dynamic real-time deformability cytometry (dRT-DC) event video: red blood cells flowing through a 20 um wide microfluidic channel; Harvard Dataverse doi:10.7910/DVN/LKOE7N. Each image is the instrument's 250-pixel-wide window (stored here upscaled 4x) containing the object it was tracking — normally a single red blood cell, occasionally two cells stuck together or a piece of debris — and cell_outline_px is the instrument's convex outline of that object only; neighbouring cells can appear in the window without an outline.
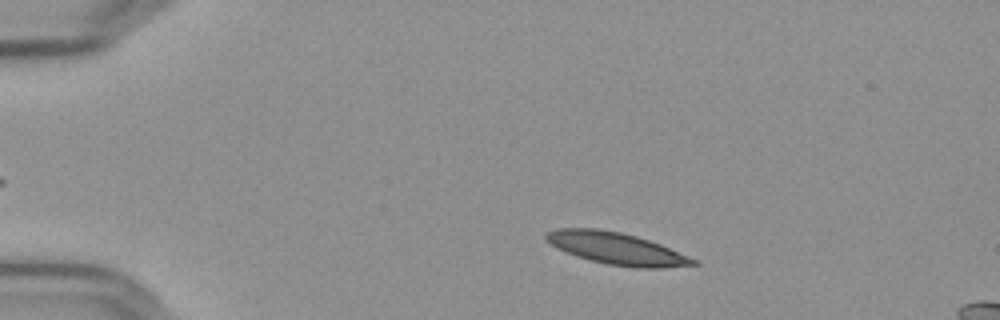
{"species": "Egyptian fruit bat (a non-hibernating species)", "species_latin": "Rousettus aegyptiacus", "temperature_condition": "cold", "stored_images_in_passage": 46, "camera_frame_rate_fps": 3000, "um_per_image_px": 0.085, "frame": {"image": 1, "passage_image": 1, "time_ms": 0.0, "image_size_px": [1000, 320], "cell_outline_px": [[700, 264], [664, 268], [636, 268], [608, 264], [576, 256], [552, 244], [544, 236], [544, 232], [556, 228], [596, 228], [620, 232], [636, 236], [660, 244], [700, 260]], "centroid_in_image_um": [52.47, 21.12], "position_along_channel_um": 32.5, "area_um2": 27.34}}
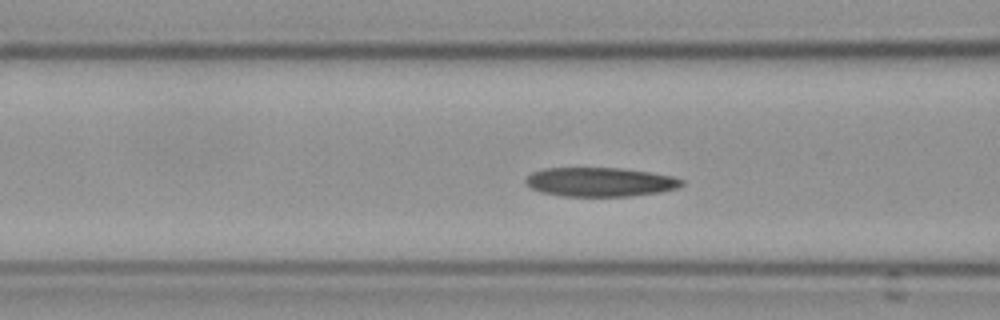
{"frame": {"image": 2, "passage_image": 13, "time_ms": 4.0, "image_size_px": [1000, 320], "cell_outline_px": [[684, 184], [676, 188], [660, 192], [632, 196], [564, 196], [540, 192], [528, 188], [524, 184], [524, 180], [532, 172], [544, 168], [620, 168], [648, 172], [672, 176], [684, 180]], "centroid_in_image_um": [50.96, 15.47], "position_along_channel_um": 115.6, "area_um2": 26.59}}
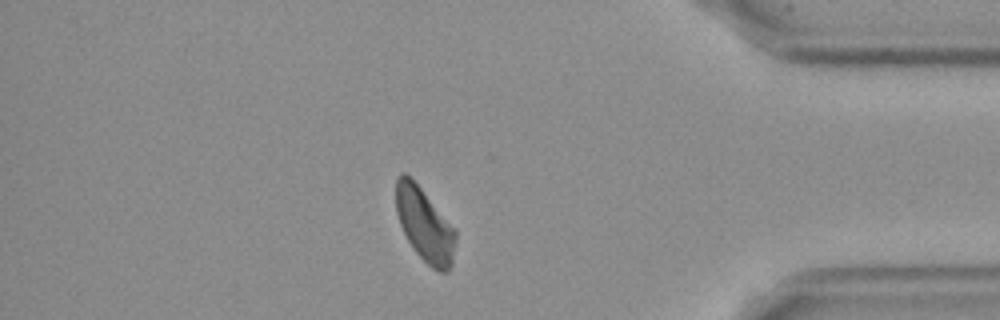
{"frame": {"image": 3, "passage_image": 39, "time_ms": 12.667, "image_size_px": [1000, 320], "cell_outline_px": [[456, 240], [452, 264], [448, 272], [440, 272], [432, 268], [416, 252], [408, 240], [400, 224], [396, 212], [396, 176], [400, 172], [404, 172], [420, 188], [456, 228]], "centroid_in_image_um": [36.11, 19.12], "position_along_channel_um": 399.1, "area_um2": 25.43}, "authors_computed_cell_mechanics": {"area_um2": 26.5591, "velocity_mm_per_s": 3.6076, "shape_relaxation_time_tau1_ms": 8.7776, "shape_relaxation_time_tau2_ms": 3.698, "deformation_change_tau1": 0.1838, "deformation_change_tau2": 0.1277}}